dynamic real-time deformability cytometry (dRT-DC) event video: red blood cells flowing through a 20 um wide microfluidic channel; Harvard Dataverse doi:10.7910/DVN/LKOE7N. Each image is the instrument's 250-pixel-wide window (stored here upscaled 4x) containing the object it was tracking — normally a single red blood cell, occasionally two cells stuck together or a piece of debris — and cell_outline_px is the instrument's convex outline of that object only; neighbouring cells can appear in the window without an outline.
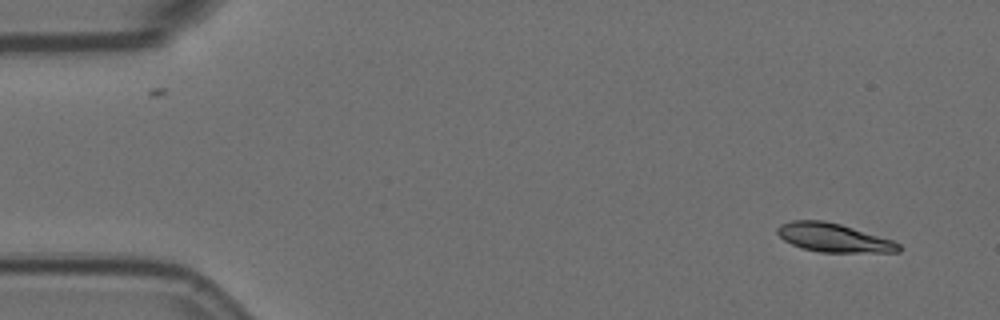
{"species": "Egyptian fruit bat (a non-hibernating species)", "species_latin": "Rousettus aegyptiacus", "temperature_condition": "room temperature", "stored_images_in_passage": 4, "camera_frame_rate_fps": 3000, "um_per_image_px": 0.085, "animal": {"sex": "female"}, "frame": {"image": 1, "passage_image": 1, "time_ms": 0.0, "image_size_px": [1000, 320], "cell_outline_px": [[900, 252], [820, 252], [800, 248], [784, 240], [776, 232], [776, 228], [780, 224], [792, 220], [824, 220], [840, 224], [892, 240], [900, 244]], "centroid_in_image_um": [70.81, 20.2], "position_along_channel_um": 14.2, "area_um2": 20.17}}